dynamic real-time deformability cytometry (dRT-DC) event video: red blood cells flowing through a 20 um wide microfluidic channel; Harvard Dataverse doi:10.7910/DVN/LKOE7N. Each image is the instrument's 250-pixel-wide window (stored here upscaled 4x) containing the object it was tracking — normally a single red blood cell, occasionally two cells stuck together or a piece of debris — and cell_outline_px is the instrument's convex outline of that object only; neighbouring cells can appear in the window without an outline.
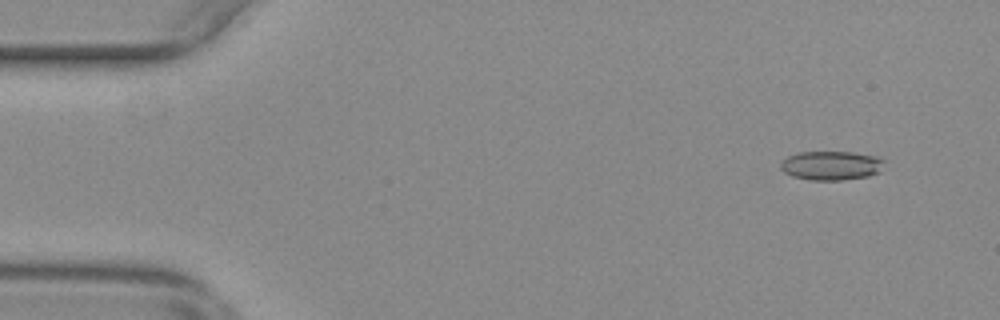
{"species": "common noctule bat (a hibernating species)", "species_latin": "Nyctalus noctula", "temperature_condition": "warm", "stored_images_in_passage": 56, "camera_frame_rate_fps": 3000, "um_per_image_px": 0.085, "animal": {"sex": "female", "body_mass_g": 29.2, "forearm_length_mm": 56.3}, "frame": {"image": 1, "passage_image": 5, "time_ms": 1.333, "image_size_px": [1000, 320], "cell_outline_px": [[884, 160], [880, 172], [868, 176], [844, 180], [812, 180], [792, 176], [784, 172], [780, 168], [780, 164], [788, 156], [800, 152], [852, 152], [876, 156]], "centroid_in_image_um": [70.66, 14.07], "position_along_channel_um": 14.3, "area_um2": 17.51}}
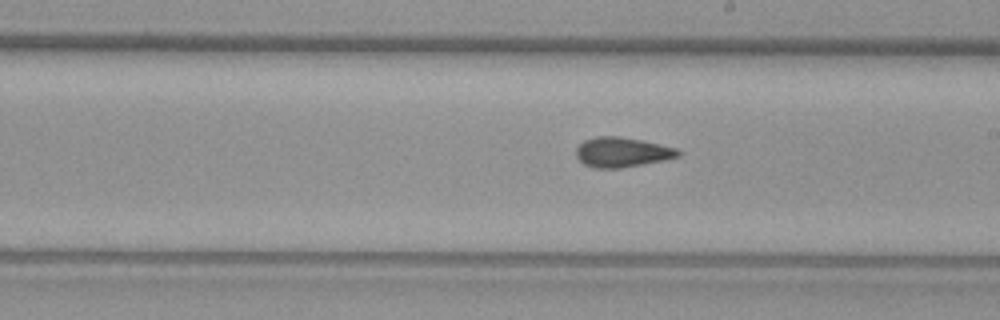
{"frame": {"image": 2, "passage_image": 32, "time_ms": 10.333, "image_size_px": [1000, 320], "cell_outline_px": [[680, 156], [664, 160], [620, 168], [592, 168], [584, 164], [576, 156], [576, 148], [584, 140], [596, 136], [620, 136], [640, 140], [676, 148], [680, 152]], "centroid_in_image_um": [52.84, 12.94], "position_along_channel_um": 236.2, "area_um2": 17.63}}
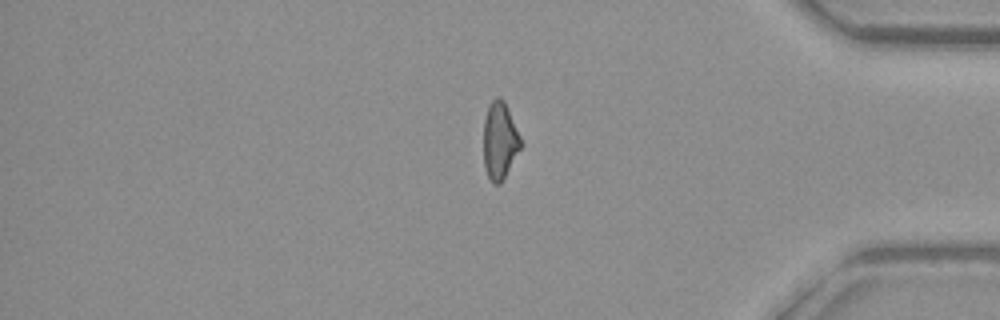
{"frame": {"image": 3, "passage_image": 47, "time_ms": 15.333, "image_size_px": [1000, 320], "cell_outline_px": [[524, 144], [500, 184], [492, 184], [484, 168], [484, 120], [488, 108], [492, 100], [496, 96], [500, 96], [504, 100], [508, 108]], "centroid_in_image_um": [42.5, 11.96], "position_along_channel_um": 392.7, "area_um2": 16.94}, "authors_computed_cell_mechanics": {"area_um2": 17.5134, "velocity_mm_per_s": 3.7094, "shape_relaxation_time_tau1_ms": null, "shape_relaxation_time_tau2_ms": 2.8938, "deformation_change_tau1": null, "deformation_change_tau2": 0.0936}}